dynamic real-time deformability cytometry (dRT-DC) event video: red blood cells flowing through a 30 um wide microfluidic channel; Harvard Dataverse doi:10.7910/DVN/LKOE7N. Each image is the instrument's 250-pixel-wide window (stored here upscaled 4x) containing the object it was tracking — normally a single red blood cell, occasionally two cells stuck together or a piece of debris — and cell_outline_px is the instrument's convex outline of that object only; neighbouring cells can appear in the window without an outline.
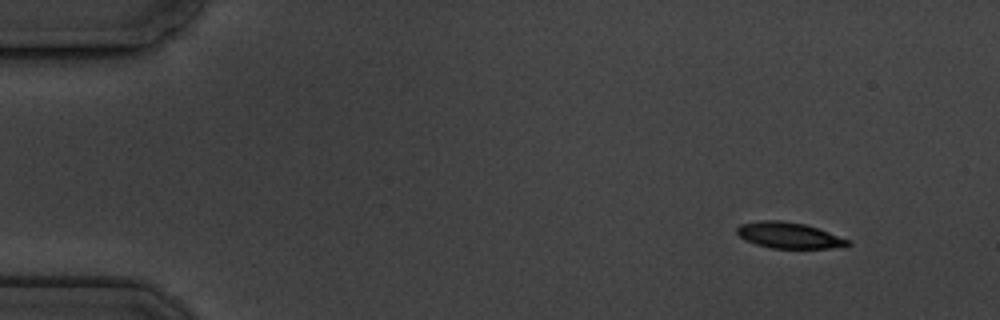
{"species": "common noctule bat (a hibernating species)", "species_latin": "Nyctalus noctula", "temperature_condition": "cold", "stored_images_in_passage": 5, "camera_frame_rate_fps": 3000, "um_per_image_px": 0.085, "animal": {"sex": "male", "body_mass_g": 19.5, "forearm_length_mm": 54.6}, "frame": {"image": 1, "passage_image": 1, "time_ms": 0.0, "image_size_px": [1000, 320], "cell_outline_px": [[852, 244], [848, 248], [772, 248], [756, 244], [744, 240], [736, 232], [736, 228], [740, 224], [760, 220], [780, 220], [804, 224], [828, 232], [848, 240]], "centroid_in_image_um": [67.06, 20.01], "position_along_channel_um": 17.9, "area_um2": 16.82}}
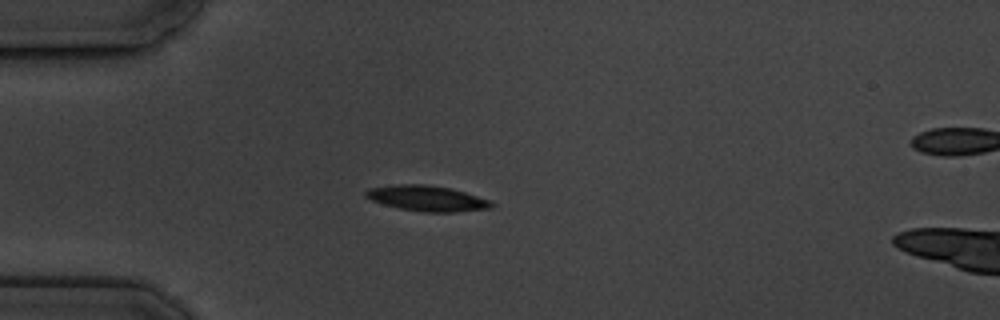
{"frame": {"image": 2, "passage_image": 4, "time_ms": 3.333, "image_size_px": [1000, 320], "cell_outline_px": [[496, 204], [492, 208], [456, 212], [424, 212], [400, 208], [384, 204], [372, 200], [364, 196], [364, 192], [368, 188], [396, 184], [424, 184], [452, 188], [492, 200]], "centroid_in_image_um": [36.34, 16.85], "position_along_channel_um": 48.7, "area_um2": 18.9}}